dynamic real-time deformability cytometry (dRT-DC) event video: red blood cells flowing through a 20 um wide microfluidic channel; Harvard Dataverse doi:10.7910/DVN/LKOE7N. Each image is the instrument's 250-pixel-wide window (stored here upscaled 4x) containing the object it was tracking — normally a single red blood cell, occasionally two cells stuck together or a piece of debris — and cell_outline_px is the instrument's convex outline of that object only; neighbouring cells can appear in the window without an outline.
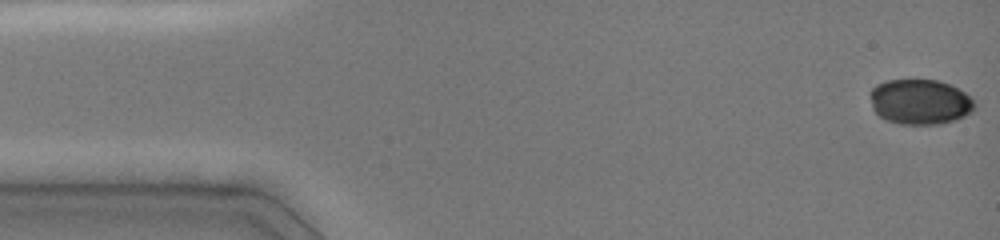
{"species": "common noctule bat (a hibernating species)", "species_latin": "Nyctalus noctula", "temperature_condition": "cold", "stored_images_in_passage": 7, "camera_frame_rate_fps": 3000, "um_per_image_px": 0.085, "animal": {"sex": "female", "body_mass_g": 19.0, "forearm_length_mm": 51.5}, "frame": {"image": 1, "passage_image": 1, "time_ms": 0.0, "image_size_px": [1000, 240], "cell_outline_px": [[976, 108], [972, 112], [956, 120], [940, 124], [900, 124], [888, 120], [880, 116], [872, 108], [872, 88], [876, 84], [884, 80], [936, 80], [948, 84], [964, 92], [976, 104]], "centroid_in_image_um": [78.21, 8.66], "position_along_channel_um": 6.8, "area_um2": 27.34}}
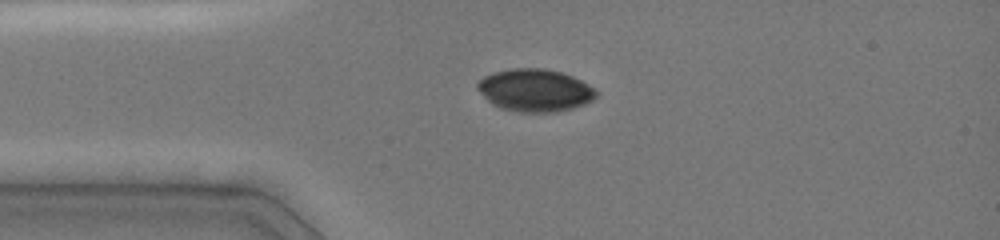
{"frame": {"image": 2, "passage_image": 6, "time_ms": 3.333, "image_size_px": [1000, 240], "cell_outline_px": [[596, 96], [592, 100], [584, 104], [572, 108], [556, 112], [516, 112], [500, 108], [492, 104], [476, 88], [476, 84], [484, 76], [496, 72], [512, 68], [544, 68], [560, 72], [572, 76], [596, 88]], "centroid_in_image_um": [45.47, 7.68], "position_along_channel_um": 39.5, "area_um2": 29.36}}